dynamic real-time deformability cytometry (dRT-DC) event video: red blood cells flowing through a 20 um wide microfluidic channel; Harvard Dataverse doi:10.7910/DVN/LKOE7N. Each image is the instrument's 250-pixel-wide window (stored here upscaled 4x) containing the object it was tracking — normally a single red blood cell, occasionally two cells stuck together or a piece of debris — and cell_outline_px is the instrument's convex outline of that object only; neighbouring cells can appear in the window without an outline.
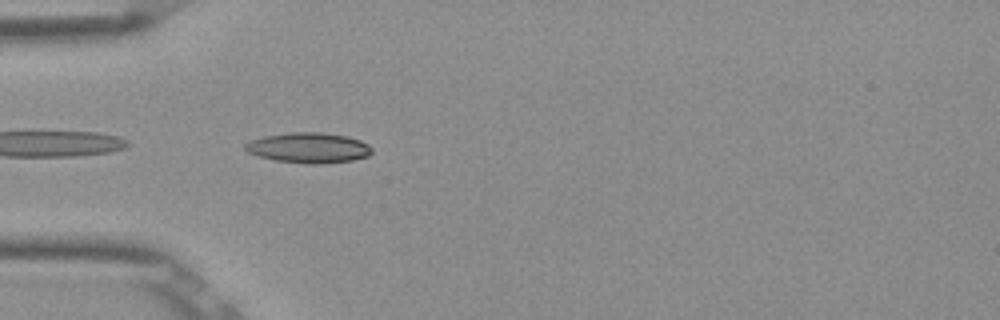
{"species": "Egyptian fruit bat (a non-hibernating species)", "species_latin": "Rousettus aegyptiacus", "temperature_condition": "room temperature", "stored_images_in_passage": 37, "camera_frame_rate_fps": 3000, "um_per_image_px": 0.085, "frame": {"image": 1, "passage_image": 1, "time_ms": 0.0, "image_size_px": [1000, 320], "cell_outline_px": [[372, 152], [368, 156], [352, 160], [312, 164], [276, 160], [256, 156], [248, 152], [244, 148], [244, 144], [248, 140], [264, 136], [292, 132], [320, 132], [348, 136], [360, 140], [368, 144], [372, 148]], "centroid_in_image_um": [26.21, 12.55], "position_along_channel_um": 58.8, "area_um2": 22.37}}
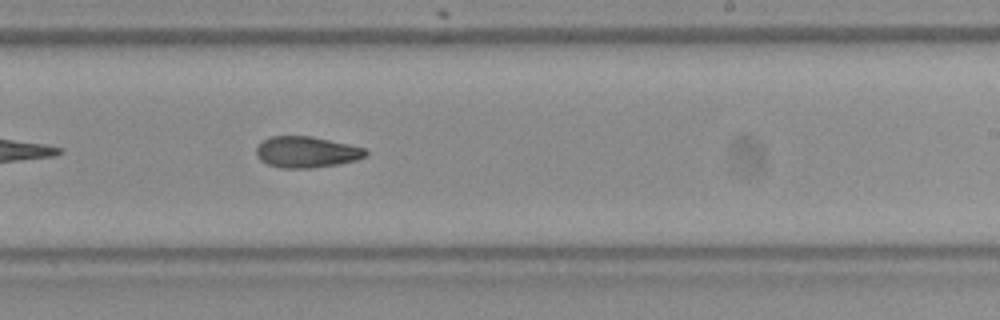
{"frame": {"image": 2, "passage_image": 17, "time_ms": 5.333, "image_size_px": [1000, 320], "cell_outline_px": [[368, 156], [356, 160], [336, 164], [308, 168], [280, 168], [268, 164], [260, 160], [256, 156], [256, 148], [268, 136], [312, 136], [348, 144], [364, 148], [368, 152]], "centroid_in_image_um": [26.04, 12.92], "position_along_channel_um": 263.0, "area_um2": 19.83}}
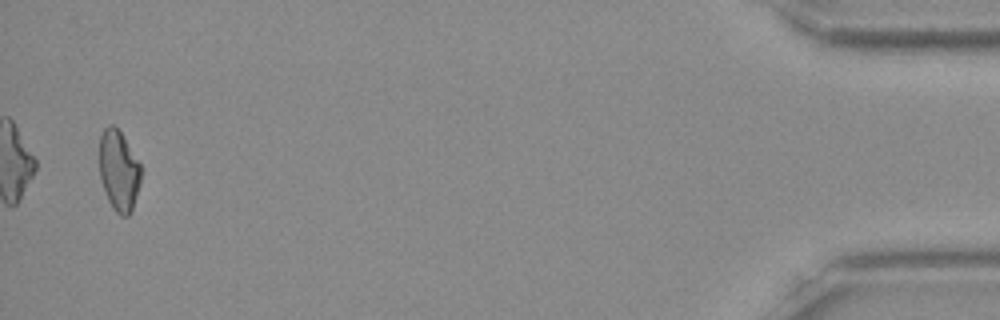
{"frame": {"image": 3, "passage_image": 36, "time_ms": 11.667, "image_size_px": [1000, 320], "cell_outline_px": [[140, 184], [132, 212], [128, 216], [120, 216], [112, 208], [108, 200], [100, 176], [100, 136], [104, 128], [108, 124], [112, 124], [120, 132], [140, 164]], "centroid_in_image_um": [10.1, 14.54], "position_along_channel_um": 425.1, "area_um2": 19.31}, "authors_computed_cell_mechanics": {"area_um2": 19.8254, "velocity_mm_per_s": 3.8914, "shape_relaxation_time_tau1_ms": null, "shape_relaxation_time_tau2_ms": 8.1581, "deformation_change_tau1": null, "deformation_change_tau2": 0.1536}}